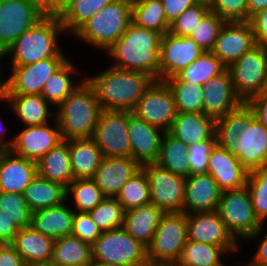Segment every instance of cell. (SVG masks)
<instances>
[{"mask_svg":"<svg viewBox=\"0 0 267 266\" xmlns=\"http://www.w3.org/2000/svg\"><path fill=\"white\" fill-rule=\"evenodd\" d=\"M85 79L95 90L102 110L131 112L155 80L147 73L113 66Z\"/></svg>","mask_w":267,"mask_h":266,"instance_id":"obj_1","label":"cell"},{"mask_svg":"<svg viewBox=\"0 0 267 266\" xmlns=\"http://www.w3.org/2000/svg\"><path fill=\"white\" fill-rule=\"evenodd\" d=\"M162 34L131 23L122 36L105 52L113 67L141 71L160 80V45ZM115 59V60H114Z\"/></svg>","mask_w":267,"mask_h":266,"instance_id":"obj_2","label":"cell"},{"mask_svg":"<svg viewBox=\"0 0 267 266\" xmlns=\"http://www.w3.org/2000/svg\"><path fill=\"white\" fill-rule=\"evenodd\" d=\"M62 32L65 30L59 17H44L12 43L3 59L9 57L11 66H23L42 59L67 58L58 43Z\"/></svg>","mask_w":267,"mask_h":266,"instance_id":"obj_3","label":"cell"},{"mask_svg":"<svg viewBox=\"0 0 267 266\" xmlns=\"http://www.w3.org/2000/svg\"><path fill=\"white\" fill-rule=\"evenodd\" d=\"M101 110L95 90L85 79L56 109L62 139L92 138Z\"/></svg>","mask_w":267,"mask_h":266,"instance_id":"obj_4","label":"cell"},{"mask_svg":"<svg viewBox=\"0 0 267 266\" xmlns=\"http://www.w3.org/2000/svg\"><path fill=\"white\" fill-rule=\"evenodd\" d=\"M131 15L132 0H112L86 21L73 36L92 47L106 51L132 23Z\"/></svg>","mask_w":267,"mask_h":266,"instance_id":"obj_5","label":"cell"},{"mask_svg":"<svg viewBox=\"0 0 267 266\" xmlns=\"http://www.w3.org/2000/svg\"><path fill=\"white\" fill-rule=\"evenodd\" d=\"M92 260L122 265L147 266V247L135 240L122 227L103 231L91 245Z\"/></svg>","mask_w":267,"mask_h":266,"instance_id":"obj_6","label":"cell"},{"mask_svg":"<svg viewBox=\"0 0 267 266\" xmlns=\"http://www.w3.org/2000/svg\"><path fill=\"white\" fill-rule=\"evenodd\" d=\"M187 240V214L165 213L147 247L148 263L175 264Z\"/></svg>","mask_w":267,"mask_h":266,"instance_id":"obj_7","label":"cell"},{"mask_svg":"<svg viewBox=\"0 0 267 266\" xmlns=\"http://www.w3.org/2000/svg\"><path fill=\"white\" fill-rule=\"evenodd\" d=\"M217 212L226 229L238 242L254 234L262 224L254 213L247 187L222 191Z\"/></svg>","mask_w":267,"mask_h":266,"instance_id":"obj_8","label":"cell"},{"mask_svg":"<svg viewBox=\"0 0 267 266\" xmlns=\"http://www.w3.org/2000/svg\"><path fill=\"white\" fill-rule=\"evenodd\" d=\"M227 70L236 94L246 103L267 88V49L256 45L231 63Z\"/></svg>","mask_w":267,"mask_h":266,"instance_id":"obj_9","label":"cell"},{"mask_svg":"<svg viewBox=\"0 0 267 266\" xmlns=\"http://www.w3.org/2000/svg\"><path fill=\"white\" fill-rule=\"evenodd\" d=\"M131 111L101 110L92 139L105 157H131L128 115Z\"/></svg>","mask_w":267,"mask_h":266,"instance_id":"obj_10","label":"cell"},{"mask_svg":"<svg viewBox=\"0 0 267 266\" xmlns=\"http://www.w3.org/2000/svg\"><path fill=\"white\" fill-rule=\"evenodd\" d=\"M148 178L150 203L164 213L183 212L186 177L175 174L157 163L141 167Z\"/></svg>","mask_w":267,"mask_h":266,"instance_id":"obj_11","label":"cell"},{"mask_svg":"<svg viewBox=\"0 0 267 266\" xmlns=\"http://www.w3.org/2000/svg\"><path fill=\"white\" fill-rule=\"evenodd\" d=\"M132 113L152 126L168 132L178 112L167 83L163 80H154Z\"/></svg>","mask_w":267,"mask_h":266,"instance_id":"obj_12","label":"cell"},{"mask_svg":"<svg viewBox=\"0 0 267 266\" xmlns=\"http://www.w3.org/2000/svg\"><path fill=\"white\" fill-rule=\"evenodd\" d=\"M67 60L68 58H48L29 65L11 66V75L4 80L2 95H41L46 81Z\"/></svg>","mask_w":267,"mask_h":266,"instance_id":"obj_13","label":"cell"},{"mask_svg":"<svg viewBox=\"0 0 267 266\" xmlns=\"http://www.w3.org/2000/svg\"><path fill=\"white\" fill-rule=\"evenodd\" d=\"M44 17L28 0H0V52Z\"/></svg>","mask_w":267,"mask_h":266,"instance_id":"obj_14","label":"cell"},{"mask_svg":"<svg viewBox=\"0 0 267 266\" xmlns=\"http://www.w3.org/2000/svg\"><path fill=\"white\" fill-rule=\"evenodd\" d=\"M237 157L248 171L267 169V129L256 119L233 144H218Z\"/></svg>","mask_w":267,"mask_h":266,"instance_id":"obj_15","label":"cell"},{"mask_svg":"<svg viewBox=\"0 0 267 266\" xmlns=\"http://www.w3.org/2000/svg\"><path fill=\"white\" fill-rule=\"evenodd\" d=\"M188 240L223 247L229 254L239 252L238 243L226 229L217 211L187 215Z\"/></svg>","mask_w":267,"mask_h":266,"instance_id":"obj_16","label":"cell"},{"mask_svg":"<svg viewBox=\"0 0 267 266\" xmlns=\"http://www.w3.org/2000/svg\"><path fill=\"white\" fill-rule=\"evenodd\" d=\"M62 141L60 127L55 119L48 124L24 127L14 135L13 145L9 149L19 156L37 161Z\"/></svg>","mask_w":267,"mask_h":266,"instance_id":"obj_17","label":"cell"},{"mask_svg":"<svg viewBox=\"0 0 267 266\" xmlns=\"http://www.w3.org/2000/svg\"><path fill=\"white\" fill-rule=\"evenodd\" d=\"M203 52L190 37H178L167 32L162 36L160 45V80L177 75Z\"/></svg>","mask_w":267,"mask_h":266,"instance_id":"obj_18","label":"cell"},{"mask_svg":"<svg viewBox=\"0 0 267 266\" xmlns=\"http://www.w3.org/2000/svg\"><path fill=\"white\" fill-rule=\"evenodd\" d=\"M256 45L249 21L225 22L212 52L228 67Z\"/></svg>","mask_w":267,"mask_h":266,"instance_id":"obj_19","label":"cell"},{"mask_svg":"<svg viewBox=\"0 0 267 266\" xmlns=\"http://www.w3.org/2000/svg\"><path fill=\"white\" fill-rule=\"evenodd\" d=\"M163 134L164 131L140 119L134 113L128 115L131 157L141 167L157 162Z\"/></svg>","mask_w":267,"mask_h":266,"instance_id":"obj_20","label":"cell"},{"mask_svg":"<svg viewBox=\"0 0 267 266\" xmlns=\"http://www.w3.org/2000/svg\"><path fill=\"white\" fill-rule=\"evenodd\" d=\"M202 89L203 114L213 117L215 120L236 110L243 104L233 88L228 70L211 78L202 85Z\"/></svg>","mask_w":267,"mask_h":266,"instance_id":"obj_21","label":"cell"},{"mask_svg":"<svg viewBox=\"0 0 267 266\" xmlns=\"http://www.w3.org/2000/svg\"><path fill=\"white\" fill-rule=\"evenodd\" d=\"M207 173L214 178L221 191H227L245 187L249 172L237 157L216 143L208 158Z\"/></svg>","mask_w":267,"mask_h":266,"instance_id":"obj_22","label":"cell"},{"mask_svg":"<svg viewBox=\"0 0 267 266\" xmlns=\"http://www.w3.org/2000/svg\"><path fill=\"white\" fill-rule=\"evenodd\" d=\"M221 192L210 174L189 175L185 180L183 213L217 211Z\"/></svg>","mask_w":267,"mask_h":266,"instance_id":"obj_23","label":"cell"},{"mask_svg":"<svg viewBox=\"0 0 267 266\" xmlns=\"http://www.w3.org/2000/svg\"><path fill=\"white\" fill-rule=\"evenodd\" d=\"M36 176V161L0 149V191L23 194Z\"/></svg>","mask_w":267,"mask_h":266,"instance_id":"obj_24","label":"cell"},{"mask_svg":"<svg viewBox=\"0 0 267 266\" xmlns=\"http://www.w3.org/2000/svg\"><path fill=\"white\" fill-rule=\"evenodd\" d=\"M141 169L132 157H105L93 179L105 197L116 198L123 185Z\"/></svg>","mask_w":267,"mask_h":266,"instance_id":"obj_25","label":"cell"},{"mask_svg":"<svg viewBox=\"0 0 267 266\" xmlns=\"http://www.w3.org/2000/svg\"><path fill=\"white\" fill-rule=\"evenodd\" d=\"M215 123L216 120L213 117L203 113H177L168 132L189 146L208 140H216Z\"/></svg>","mask_w":267,"mask_h":266,"instance_id":"obj_26","label":"cell"},{"mask_svg":"<svg viewBox=\"0 0 267 266\" xmlns=\"http://www.w3.org/2000/svg\"><path fill=\"white\" fill-rule=\"evenodd\" d=\"M8 102L17 118L27 126H40L56 119V109H50L49 103L41 95H2L0 102ZM51 118V120H50Z\"/></svg>","mask_w":267,"mask_h":266,"instance_id":"obj_27","label":"cell"},{"mask_svg":"<svg viewBox=\"0 0 267 266\" xmlns=\"http://www.w3.org/2000/svg\"><path fill=\"white\" fill-rule=\"evenodd\" d=\"M64 203L31 212V227L54 240L72 234L75 210Z\"/></svg>","mask_w":267,"mask_h":266,"instance_id":"obj_28","label":"cell"},{"mask_svg":"<svg viewBox=\"0 0 267 266\" xmlns=\"http://www.w3.org/2000/svg\"><path fill=\"white\" fill-rule=\"evenodd\" d=\"M11 244L26 266L51 263L54 239L35 231L31 226L20 229Z\"/></svg>","mask_w":267,"mask_h":266,"instance_id":"obj_29","label":"cell"},{"mask_svg":"<svg viewBox=\"0 0 267 266\" xmlns=\"http://www.w3.org/2000/svg\"><path fill=\"white\" fill-rule=\"evenodd\" d=\"M164 214L152 203L132 208L125 211L122 228L135 240L148 247Z\"/></svg>","mask_w":267,"mask_h":266,"instance_id":"obj_30","label":"cell"},{"mask_svg":"<svg viewBox=\"0 0 267 266\" xmlns=\"http://www.w3.org/2000/svg\"><path fill=\"white\" fill-rule=\"evenodd\" d=\"M69 155L73 180L93 178L103 158L100 148L92 138L70 139Z\"/></svg>","mask_w":267,"mask_h":266,"instance_id":"obj_31","label":"cell"},{"mask_svg":"<svg viewBox=\"0 0 267 266\" xmlns=\"http://www.w3.org/2000/svg\"><path fill=\"white\" fill-rule=\"evenodd\" d=\"M37 175L67 187L73 180L70 167L69 140H63L36 161Z\"/></svg>","mask_w":267,"mask_h":266,"instance_id":"obj_32","label":"cell"},{"mask_svg":"<svg viewBox=\"0 0 267 266\" xmlns=\"http://www.w3.org/2000/svg\"><path fill=\"white\" fill-rule=\"evenodd\" d=\"M23 196L31 212L67 201L66 187L38 175L25 188Z\"/></svg>","mask_w":267,"mask_h":266,"instance_id":"obj_33","label":"cell"},{"mask_svg":"<svg viewBox=\"0 0 267 266\" xmlns=\"http://www.w3.org/2000/svg\"><path fill=\"white\" fill-rule=\"evenodd\" d=\"M51 263L55 266H90L91 245L72 234L55 239Z\"/></svg>","mask_w":267,"mask_h":266,"instance_id":"obj_34","label":"cell"},{"mask_svg":"<svg viewBox=\"0 0 267 266\" xmlns=\"http://www.w3.org/2000/svg\"><path fill=\"white\" fill-rule=\"evenodd\" d=\"M76 66L69 59L44 84L41 96L55 109L74 91L82 82L71 81L72 75L77 74Z\"/></svg>","mask_w":267,"mask_h":266,"instance_id":"obj_35","label":"cell"},{"mask_svg":"<svg viewBox=\"0 0 267 266\" xmlns=\"http://www.w3.org/2000/svg\"><path fill=\"white\" fill-rule=\"evenodd\" d=\"M131 20L137 27L154 30L162 35L170 29L161 0H132Z\"/></svg>","mask_w":267,"mask_h":266,"instance_id":"obj_36","label":"cell"},{"mask_svg":"<svg viewBox=\"0 0 267 266\" xmlns=\"http://www.w3.org/2000/svg\"><path fill=\"white\" fill-rule=\"evenodd\" d=\"M112 0H65L59 15L65 33L73 35L86 21ZM67 31V32H66Z\"/></svg>","mask_w":267,"mask_h":266,"instance_id":"obj_37","label":"cell"},{"mask_svg":"<svg viewBox=\"0 0 267 266\" xmlns=\"http://www.w3.org/2000/svg\"><path fill=\"white\" fill-rule=\"evenodd\" d=\"M256 119L253 111L246 103L236 110L216 119L215 137L217 144H233L243 129Z\"/></svg>","mask_w":267,"mask_h":266,"instance_id":"obj_38","label":"cell"},{"mask_svg":"<svg viewBox=\"0 0 267 266\" xmlns=\"http://www.w3.org/2000/svg\"><path fill=\"white\" fill-rule=\"evenodd\" d=\"M188 146L176 139L169 132H164L157 164L172 173L188 177L190 166L188 163Z\"/></svg>","mask_w":267,"mask_h":266,"instance_id":"obj_39","label":"cell"},{"mask_svg":"<svg viewBox=\"0 0 267 266\" xmlns=\"http://www.w3.org/2000/svg\"><path fill=\"white\" fill-rule=\"evenodd\" d=\"M228 253L223 247L187 240L176 266H225L221 259Z\"/></svg>","mask_w":267,"mask_h":266,"instance_id":"obj_40","label":"cell"},{"mask_svg":"<svg viewBox=\"0 0 267 266\" xmlns=\"http://www.w3.org/2000/svg\"><path fill=\"white\" fill-rule=\"evenodd\" d=\"M164 81L174 96L178 113H203L202 86L183 81L178 75Z\"/></svg>","mask_w":267,"mask_h":266,"instance_id":"obj_41","label":"cell"},{"mask_svg":"<svg viewBox=\"0 0 267 266\" xmlns=\"http://www.w3.org/2000/svg\"><path fill=\"white\" fill-rule=\"evenodd\" d=\"M226 70L227 66L212 51H204L199 58L177 75L183 81L202 86Z\"/></svg>","mask_w":267,"mask_h":266,"instance_id":"obj_42","label":"cell"},{"mask_svg":"<svg viewBox=\"0 0 267 266\" xmlns=\"http://www.w3.org/2000/svg\"><path fill=\"white\" fill-rule=\"evenodd\" d=\"M66 195L67 202L69 198H73L72 202L76 212H89L105 199L93 178L72 180L66 187Z\"/></svg>","mask_w":267,"mask_h":266,"instance_id":"obj_43","label":"cell"},{"mask_svg":"<svg viewBox=\"0 0 267 266\" xmlns=\"http://www.w3.org/2000/svg\"><path fill=\"white\" fill-rule=\"evenodd\" d=\"M116 199L125 211L150 203L149 182L142 168L123 185Z\"/></svg>","mask_w":267,"mask_h":266,"instance_id":"obj_44","label":"cell"},{"mask_svg":"<svg viewBox=\"0 0 267 266\" xmlns=\"http://www.w3.org/2000/svg\"><path fill=\"white\" fill-rule=\"evenodd\" d=\"M88 213L102 232L123 226L125 210L116 198L105 197L99 205Z\"/></svg>","mask_w":267,"mask_h":266,"instance_id":"obj_45","label":"cell"},{"mask_svg":"<svg viewBox=\"0 0 267 266\" xmlns=\"http://www.w3.org/2000/svg\"><path fill=\"white\" fill-rule=\"evenodd\" d=\"M246 187L253 203L254 213L260 223L265 225L267 220V169L250 171Z\"/></svg>","mask_w":267,"mask_h":266,"instance_id":"obj_46","label":"cell"},{"mask_svg":"<svg viewBox=\"0 0 267 266\" xmlns=\"http://www.w3.org/2000/svg\"><path fill=\"white\" fill-rule=\"evenodd\" d=\"M0 210L19 228L31 225V211L23 194L0 191Z\"/></svg>","mask_w":267,"mask_h":266,"instance_id":"obj_47","label":"cell"},{"mask_svg":"<svg viewBox=\"0 0 267 266\" xmlns=\"http://www.w3.org/2000/svg\"><path fill=\"white\" fill-rule=\"evenodd\" d=\"M225 21L213 11H209L189 36L204 51H212L221 27Z\"/></svg>","mask_w":267,"mask_h":266,"instance_id":"obj_48","label":"cell"},{"mask_svg":"<svg viewBox=\"0 0 267 266\" xmlns=\"http://www.w3.org/2000/svg\"><path fill=\"white\" fill-rule=\"evenodd\" d=\"M208 2L200 1L183 11L171 24L169 32L178 37H189L193 29L210 11Z\"/></svg>","mask_w":267,"mask_h":266,"instance_id":"obj_49","label":"cell"},{"mask_svg":"<svg viewBox=\"0 0 267 266\" xmlns=\"http://www.w3.org/2000/svg\"><path fill=\"white\" fill-rule=\"evenodd\" d=\"M209 6L225 22L248 21L247 0H212Z\"/></svg>","mask_w":267,"mask_h":266,"instance_id":"obj_50","label":"cell"},{"mask_svg":"<svg viewBox=\"0 0 267 266\" xmlns=\"http://www.w3.org/2000/svg\"><path fill=\"white\" fill-rule=\"evenodd\" d=\"M216 140L195 143L188 146L190 175L207 173L208 158Z\"/></svg>","mask_w":267,"mask_h":266,"instance_id":"obj_51","label":"cell"},{"mask_svg":"<svg viewBox=\"0 0 267 266\" xmlns=\"http://www.w3.org/2000/svg\"><path fill=\"white\" fill-rule=\"evenodd\" d=\"M102 234L100 228L92 220L88 212H76L74 214L72 235L92 245Z\"/></svg>","mask_w":267,"mask_h":266,"instance_id":"obj_52","label":"cell"},{"mask_svg":"<svg viewBox=\"0 0 267 266\" xmlns=\"http://www.w3.org/2000/svg\"><path fill=\"white\" fill-rule=\"evenodd\" d=\"M258 46L267 49V8L249 19Z\"/></svg>","mask_w":267,"mask_h":266,"instance_id":"obj_53","label":"cell"},{"mask_svg":"<svg viewBox=\"0 0 267 266\" xmlns=\"http://www.w3.org/2000/svg\"><path fill=\"white\" fill-rule=\"evenodd\" d=\"M246 104L253 111L256 120L267 129V88L249 99Z\"/></svg>","mask_w":267,"mask_h":266,"instance_id":"obj_54","label":"cell"},{"mask_svg":"<svg viewBox=\"0 0 267 266\" xmlns=\"http://www.w3.org/2000/svg\"><path fill=\"white\" fill-rule=\"evenodd\" d=\"M169 24H171L183 11L200 2V0H161Z\"/></svg>","mask_w":267,"mask_h":266,"instance_id":"obj_55","label":"cell"},{"mask_svg":"<svg viewBox=\"0 0 267 266\" xmlns=\"http://www.w3.org/2000/svg\"><path fill=\"white\" fill-rule=\"evenodd\" d=\"M264 225H262L254 234L248 237L246 240L259 239V245L257 250L251 259V262L246 264V266H261L267 264V233H265L261 238V233L264 231Z\"/></svg>","mask_w":267,"mask_h":266,"instance_id":"obj_56","label":"cell"},{"mask_svg":"<svg viewBox=\"0 0 267 266\" xmlns=\"http://www.w3.org/2000/svg\"><path fill=\"white\" fill-rule=\"evenodd\" d=\"M45 17H59L65 0H28Z\"/></svg>","mask_w":267,"mask_h":266,"instance_id":"obj_57","label":"cell"},{"mask_svg":"<svg viewBox=\"0 0 267 266\" xmlns=\"http://www.w3.org/2000/svg\"><path fill=\"white\" fill-rule=\"evenodd\" d=\"M0 266H26L11 243L0 244Z\"/></svg>","mask_w":267,"mask_h":266,"instance_id":"obj_58","label":"cell"},{"mask_svg":"<svg viewBox=\"0 0 267 266\" xmlns=\"http://www.w3.org/2000/svg\"><path fill=\"white\" fill-rule=\"evenodd\" d=\"M19 230L7 216V213L0 210V244L12 243Z\"/></svg>","mask_w":267,"mask_h":266,"instance_id":"obj_59","label":"cell"},{"mask_svg":"<svg viewBox=\"0 0 267 266\" xmlns=\"http://www.w3.org/2000/svg\"><path fill=\"white\" fill-rule=\"evenodd\" d=\"M248 21L251 17L267 8V0H247Z\"/></svg>","mask_w":267,"mask_h":266,"instance_id":"obj_60","label":"cell"},{"mask_svg":"<svg viewBox=\"0 0 267 266\" xmlns=\"http://www.w3.org/2000/svg\"><path fill=\"white\" fill-rule=\"evenodd\" d=\"M2 118H0V149H9L14 142V137L12 136V139L10 138L9 140H5L3 137L5 136V130L6 127L3 124V120H1ZM4 125V126H3ZM5 127V128H4ZM8 141V142H7Z\"/></svg>","mask_w":267,"mask_h":266,"instance_id":"obj_61","label":"cell"},{"mask_svg":"<svg viewBox=\"0 0 267 266\" xmlns=\"http://www.w3.org/2000/svg\"><path fill=\"white\" fill-rule=\"evenodd\" d=\"M1 61H4V59H3V54L0 52V63ZM0 74H1V70H0ZM3 90H4V77H2V74H1L0 75V96H2Z\"/></svg>","mask_w":267,"mask_h":266,"instance_id":"obj_62","label":"cell"},{"mask_svg":"<svg viewBox=\"0 0 267 266\" xmlns=\"http://www.w3.org/2000/svg\"><path fill=\"white\" fill-rule=\"evenodd\" d=\"M90 266H122V265L108 264V263H103V262L92 260V263L90 264Z\"/></svg>","mask_w":267,"mask_h":266,"instance_id":"obj_63","label":"cell"},{"mask_svg":"<svg viewBox=\"0 0 267 266\" xmlns=\"http://www.w3.org/2000/svg\"><path fill=\"white\" fill-rule=\"evenodd\" d=\"M147 266H176L175 264H151V263H148Z\"/></svg>","mask_w":267,"mask_h":266,"instance_id":"obj_64","label":"cell"},{"mask_svg":"<svg viewBox=\"0 0 267 266\" xmlns=\"http://www.w3.org/2000/svg\"><path fill=\"white\" fill-rule=\"evenodd\" d=\"M29 266H55V265H53L52 263H41V264H33Z\"/></svg>","mask_w":267,"mask_h":266,"instance_id":"obj_65","label":"cell"},{"mask_svg":"<svg viewBox=\"0 0 267 266\" xmlns=\"http://www.w3.org/2000/svg\"><path fill=\"white\" fill-rule=\"evenodd\" d=\"M200 1H205V2L210 3L212 0H200Z\"/></svg>","mask_w":267,"mask_h":266,"instance_id":"obj_66","label":"cell"}]
</instances>
